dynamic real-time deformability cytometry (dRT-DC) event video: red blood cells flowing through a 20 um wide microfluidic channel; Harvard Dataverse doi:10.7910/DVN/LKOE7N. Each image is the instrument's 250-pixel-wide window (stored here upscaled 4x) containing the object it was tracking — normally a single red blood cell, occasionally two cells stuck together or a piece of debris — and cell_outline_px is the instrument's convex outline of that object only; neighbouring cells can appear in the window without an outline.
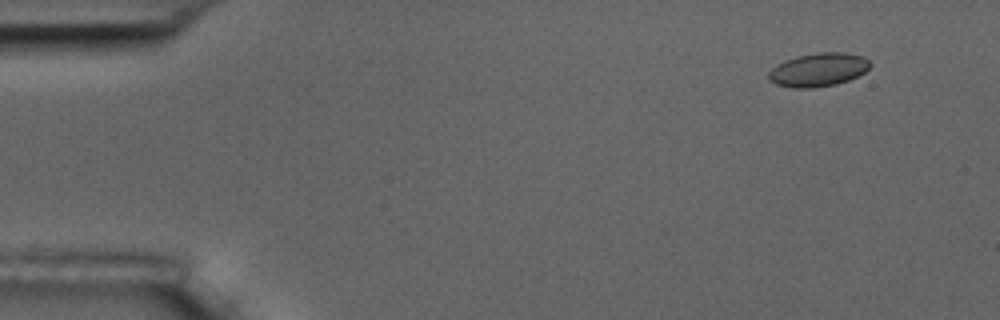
{"species": "common noctule bat (a hibernating species)", "species_latin": "Nyctalus noctula", "temperature_condition": "room temperature", "stored_images_in_passage": 4, "camera_frame_rate_fps": 3000, "um_per_image_px": 0.085, "animal": {"sex": "male", "body_mass_g": 17.5, "forearm_length_mm": 52.3}, "frame": {"image": 1, "passage_image": 2, "time_ms": 1.0, "image_size_px": [1000, 320], "cell_outline_px": [[872, 64], [864, 72], [848, 80], [836, 84], [812, 88], [792, 88], [776, 84], [768, 80], [768, 72], [772, 68], [784, 60], [796, 56], [820, 52], [844, 52], [864, 56]], "centroid_in_image_um": [69.54, 5.92], "position_along_channel_um": 15.5, "area_um2": 19.88}}